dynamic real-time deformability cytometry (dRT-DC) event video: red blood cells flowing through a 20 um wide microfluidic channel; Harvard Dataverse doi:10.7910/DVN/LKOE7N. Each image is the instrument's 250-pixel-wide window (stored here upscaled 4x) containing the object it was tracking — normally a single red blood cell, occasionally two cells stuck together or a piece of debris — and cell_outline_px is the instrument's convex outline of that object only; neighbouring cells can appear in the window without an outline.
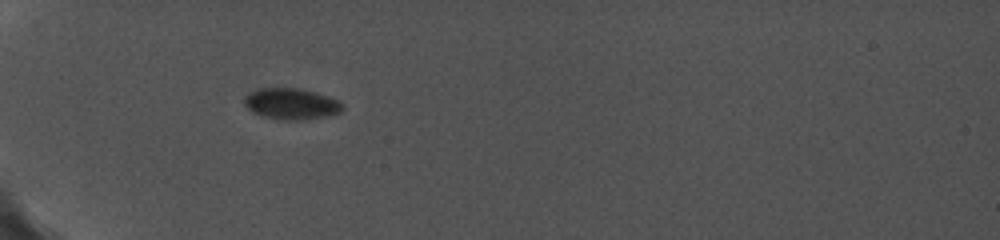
{"species": "common noctule bat (a hibernating species)", "species_latin": "Nyctalus noctula", "temperature_condition": "cold", "stored_images_in_passage": 2, "camera_frame_rate_fps": 5000, "um_per_image_px": 0.085, "animal": {"sex": "female", "body_mass_g": 19.0, "forearm_length_mm": 56.7}, "frame": {"image": 1, "passage_image": 1, "time_ms": 0.0, "image_size_px": [1000, 240], "cell_outline_px": [[340, 112], [324, 116], [296, 120], [284, 120], [264, 116], [252, 112], [244, 104], [244, 100], [248, 92], [260, 88], [296, 88], [316, 92], [336, 100], [340, 104]], "centroid_in_image_um": [24.67, 8.81], "position_along_channel_um": 60.3, "area_um2": 17.34}}